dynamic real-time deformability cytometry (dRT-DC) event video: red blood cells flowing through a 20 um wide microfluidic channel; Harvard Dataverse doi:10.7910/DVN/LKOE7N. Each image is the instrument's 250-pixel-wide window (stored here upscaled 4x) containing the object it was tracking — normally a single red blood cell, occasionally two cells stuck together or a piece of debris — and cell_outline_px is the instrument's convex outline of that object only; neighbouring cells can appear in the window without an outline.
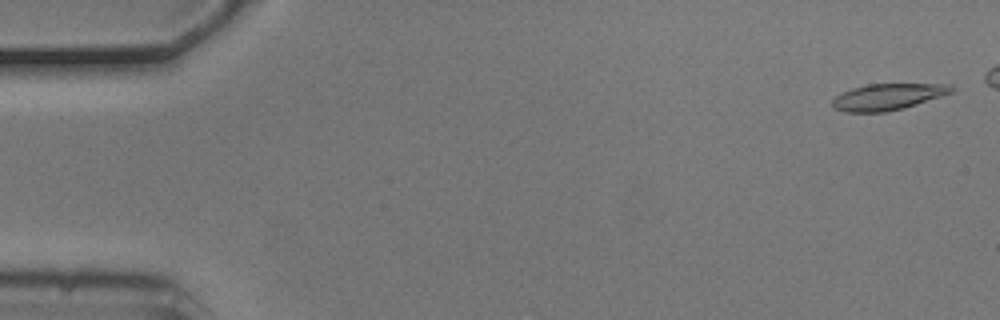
{"species": "common noctule bat (a hibernating species)", "species_latin": "Nyctalus noctula", "temperature_condition": "cold", "stored_images_in_passage": 5, "camera_frame_rate_fps": 3000, "um_per_image_px": 0.085, "animal": {"sex": "male", "body_mass_g": 20.5, "forearm_length_mm": 52.5}, "frame": {"image": 1, "passage_image": 1, "time_ms": 0.0, "image_size_px": [1000, 320], "cell_outline_px": [[956, 88], [952, 92], [904, 108], [884, 112], [844, 112], [832, 108], [832, 100], [840, 92], [852, 88], [868, 84], [952, 84]], "centroid_in_image_um": [75.42, 8.23], "position_along_channel_um": 9.6, "area_um2": 18.32}}